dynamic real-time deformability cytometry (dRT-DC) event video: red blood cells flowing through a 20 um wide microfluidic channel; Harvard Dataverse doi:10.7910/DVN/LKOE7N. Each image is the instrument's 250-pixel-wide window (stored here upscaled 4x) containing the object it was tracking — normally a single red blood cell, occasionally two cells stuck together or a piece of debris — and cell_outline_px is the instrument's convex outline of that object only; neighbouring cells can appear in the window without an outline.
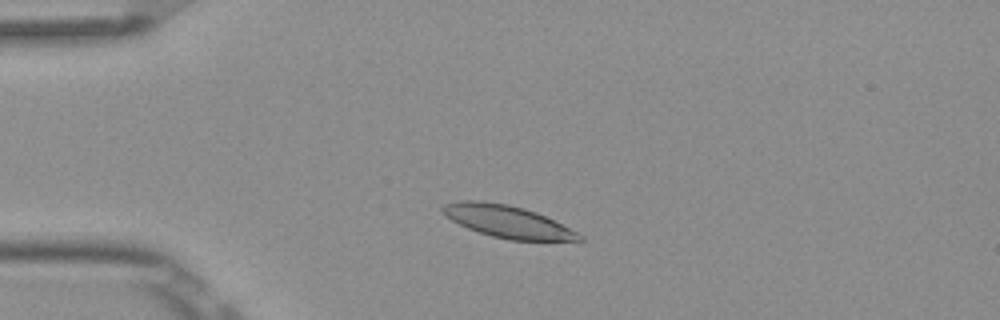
{"species": "Egyptian fruit bat (a non-hibernating species)", "species_latin": "Rousettus aegyptiacus", "temperature_condition": "room temperature", "stored_images_in_passage": 4, "camera_frame_rate_fps": 3000, "um_per_image_px": 0.085, "frame": {"image": 1, "passage_image": 3, "time_ms": 0.667, "image_size_px": [1000, 320], "cell_outline_px": [[584, 240], [508, 240], [492, 236], [468, 228], [444, 216], [440, 212], [440, 208], [444, 204], [460, 200], [480, 200], [508, 204], [524, 208], [536, 212], [584, 236]], "centroid_in_image_um": [43.06, 18.81], "position_along_channel_um": 41.9, "area_um2": 25.43}}